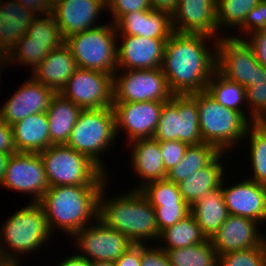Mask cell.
I'll use <instances>...</instances> for the list:
<instances>
[{"label": "cell", "mask_w": 266, "mask_h": 266, "mask_svg": "<svg viewBox=\"0 0 266 266\" xmlns=\"http://www.w3.org/2000/svg\"><path fill=\"white\" fill-rule=\"evenodd\" d=\"M208 40L213 39L202 34L174 31L166 41L161 69L174 95L206 90L217 67V40H213V48L207 46Z\"/></svg>", "instance_id": "1"}, {"label": "cell", "mask_w": 266, "mask_h": 266, "mask_svg": "<svg viewBox=\"0 0 266 266\" xmlns=\"http://www.w3.org/2000/svg\"><path fill=\"white\" fill-rule=\"evenodd\" d=\"M107 184L99 192L97 219L123 234L132 244H146L153 239L158 241L160 233L155 208L143 193L132 189L107 200L104 196Z\"/></svg>", "instance_id": "2"}, {"label": "cell", "mask_w": 266, "mask_h": 266, "mask_svg": "<svg viewBox=\"0 0 266 266\" xmlns=\"http://www.w3.org/2000/svg\"><path fill=\"white\" fill-rule=\"evenodd\" d=\"M104 185H61L49 187L38 202L44 211L48 230L61 229L72 237L97 219L98 196Z\"/></svg>", "instance_id": "3"}, {"label": "cell", "mask_w": 266, "mask_h": 266, "mask_svg": "<svg viewBox=\"0 0 266 266\" xmlns=\"http://www.w3.org/2000/svg\"><path fill=\"white\" fill-rule=\"evenodd\" d=\"M0 227V264L19 265V255L42 248L53 235L49 232L42 206L30 202L14 212ZM4 246V247H3Z\"/></svg>", "instance_id": "4"}, {"label": "cell", "mask_w": 266, "mask_h": 266, "mask_svg": "<svg viewBox=\"0 0 266 266\" xmlns=\"http://www.w3.org/2000/svg\"><path fill=\"white\" fill-rule=\"evenodd\" d=\"M199 112L202 142L214 145L220 152H227L239 141H244L251 124L240 112L214 100L206 91L191 94Z\"/></svg>", "instance_id": "5"}, {"label": "cell", "mask_w": 266, "mask_h": 266, "mask_svg": "<svg viewBox=\"0 0 266 266\" xmlns=\"http://www.w3.org/2000/svg\"><path fill=\"white\" fill-rule=\"evenodd\" d=\"M50 187L104 185L108 180L93 161L67 144H54L39 153Z\"/></svg>", "instance_id": "6"}, {"label": "cell", "mask_w": 266, "mask_h": 266, "mask_svg": "<svg viewBox=\"0 0 266 266\" xmlns=\"http://www.w3.org/2000/svg\"><path fill=\"white\" fill-rule=\"evenodd\" d=\"M116 137L118 134L112 107L86 109L80 112L67 145L87 156L107 174L100 154L113 146Z\"/></svg>", "instance_id": "7"}, {"label": "cell", "mask_w": 266, "mask_h": 266, "mask_svg": "<svg viewBox=\"0 0 266 266\" xmlns=\"http://www.w3.org/2000/svg\"><path fill=\"white\" fill-rule=\"evenodd\" d=\"M115 25L98 27L73 34L66 38L77 66L88 70L111 74L117 69L118 37Z\"/></svg>", "instance_id": "8"}, {"label": "cell", "mask_w": 266, "mask_h": 266, "mask_svg": "<svg viewBox=\"0 0 266 266\" xmlns=\"http://www.w3.org/2000/svg\"><path fill=\"white\" fill-rule=\"evenodd\" d=\"M157 141L179 140L188 145L203 143L197 100L191 95H173L164 102L157 129Z\"/></svg>", "instance_id": "9"}, {"label": "cell", "mask_w": 266, "mask_h": 266, "mask_svg": "<svg viewBox=\"0 0 266 266\" xmlns=\"http://www.w3.org/2000/svg\"><path fill=\"white\" fill-rule=\"evenodd\" d=\"M221 36L216 43V69L226 78L243 85L253 86L255 81L266 80V67L261 65L246 38Z\"/></svg>", "instance_id": "10"}, {"label": "cell", "mask_w": 266, "mask_h": 266, "mask_svg": "<svg viewBox=\"0 0 266 266\" xmlns=\"http://www.w3.org/2000/svg\"><path fill=\"white\" fill-rule=\"evenodd\" d=\"M118 72L113 75V102H166L174 95L161 67Z\"/></svg>", "instance_id": "11"}, {"label": "cell", "mask_w": 266, "mask_h": 266, "mask_svg": "<svg viewBox=\"0 0 266 266\" xmlns=\"http://www.w3.org/2000/svg\"><path fill=\"white\" fill-rule=\"evenodd\" d=\"M60 94L82 110L112 107L113 76L78 67Z\"/></svg>", "instance_id": "12"}, {"label": "cell", "mask_w": 266, "mask_h": 266, "mask_svg": "<svg viewBox=\"0 0 266 266\" xmlns=\"http://www.w3.org/2000/svg\"><path fill=\"white\" fill-rule=\"evenodd\" d=\"M0 186L26 192L33 197L30 202H39L50 187L40 154L17 152L11 155Z\"/></svg>", "instance_id": "13"}, {"label": "cell", "mask_w": 266, "mask_h": 266, "mask_svg": "<svg viewBox=\"0 0 266 266\" xmlns=\"http://www.w3.org/2000/svg\"><path fill=\"white\" fill-rule=\"evenodd\" d=\"M94 222L71 237L77 243V248L82 250L78 254L90 262H115L132 243L120 232L106 227L100 220L96 219Z\"/></svg>", "instance_id": "14"}, {"label": "cell", "mask_w": 266, "mask_h": 266, "mask_svg": "<svg viewBox=\"0 0 266 266\" xmlns=\"http://www.w3.org/2000/svg\"><path fill=\"white\" fill-rule=\"evenodd\" d=\"M163 105L160 101L113 102L116 133L125 130L129 142L153 138Z\"/></svg>", "instance_id": "15"}, {"label": "cell", "mask_w": 266, "mask_h": 266, "mask_svg": "<svg viewBox=\"0 0 266 266\" xmlns=\"http://www.w3.org/2000/svg\"><path fill=\"white\" fill-rule=\"evenodd\" d=\"M55 94L31 76L0 108L1 119L12 126L29 115L46 113Z\"/></svg>", "instance_id": "16"}, {"label": "cell", "mask_w": 266, "mask_h": 266, "mask_svg": "<svg viewBox=\"0 0 266 266\" xmlns=\"http://www.w3.org/2000/svg\"><path fill=\"white\" fill-rule=\"evenodd\" d=\"M122 42L117 45V69L144 70L161 67L165 43L168 39L144 38L142 36L119 35Z\"/></svg>", "instance_id": "17"}, {"label": "cell", "mask_w": 266, "mask_h": 266, "mask_svg": "<svg viewBox=\"0 0 266 266\" xmlns=\"http://www.w3.org/2000/svg\"><path fill=\"white\" fill-rule=\"evenodd\" d=\"M225 179L221 187L229 215L266 222V186L245 178L237 184L224 187Z\"/></svg>", "instance_id": "18"}, {"label": "cell", "mask_w": 266, "mask_h": 266, "mask_svg": "<svg viewBox=\"0 0 266 266\" xmlns=\"http://www.w3.org/2000/svg\"><path fill=\"white\" fill-rule=\"evenodd\" d=\"M216 5L217 0H179L177 11L171 17L173 30L218 40L220 36L217 33L222 31L216 22Z\"/></svg>", "instance_id": "19"}, {"label": "cell", "mask_w": 266, "mask_h": 266, "mask_svg": "<svg viewBox=\"0 0 266 266\" xmlns=\"http://www.w3.org/2000/svg\"><path fill=\"white\" fill-rule=\"evenodd\" d=\"M102 10L106 11V0H62L51 8V14L66 39L102 25L96 23Z\"/></svg>", "instance_id": "20"}, {"label": "cell", "mask_w": 266, "mask_h": 266, "mask_svg": "<svg viewBox=\"0 0 266 266\" xmlns=\"http://www.w3.org/2000/svg\"><path fill=\"white\" fill-rule=\"evenodd\" d=\"M258 222L247 217L229 215L220 229L210 238L217 255L260 247L263 234ZM260 232V233H259Z\"/></svg>", "instance_id": "21"}, {"label": "cell", "mask_w": 266, "mask_h": 266, "mask_svg": "<svg viewBox=\"0 0 266 266\" xmlns=\"http://www.w3.org/2000/svg\"><path fill=\"white\" fill-rule=\"evenodd\" d=\"M0 2V55L7 56L38 16L16 0Z\"/></svg>", "instance_id": "22"}, {"label": "cell", "mask_w": 266, "mask_h": 266, "mask_svg": "<svg viewBox=\"0 0 266 266\" xmlns=\"http://www.w3.org/2000/svg\"><path fill=\"white\" fill-rule=\"evenodd\" d=\"M77 68L70 48L64 44L60 48L49 51L42 62L33 70L31 76L55 93H60Z\"/></svg>", "instance_id": "23"}, {"label": "cell", "mask_w": 266, "mask_h": 266, "mask_svg": "<svg viewBox=\"0 0 266 266\" xmlns=\"http://www.w3.org/2000/svg\"><path fill=\"white\" fill-rule=\"evenodd\" d=\"M132 146L131 168L142 181L133 189H140L144 184L166 179L167 172L163 163L159 141L154 138H140L129 142ZM144 179V180H143Z\"/></svg>", "instance_id": "24"}, {"label": "cell", "mask_w": 266, "mask_h": 266, "mask_svg": "<svg viewBox=\"0 0 266 266\" xmlns=\"http://www.w3.org/2000/svg\"><path fill=\"white\" fill-rule=\"evenodd\" d=\"M225 152H220L207 166L189 175L178 184L183 200L191 207L209 192L221 187L225 167L221 158ZM223 156V157H222Z\"/></svg>", "instance_id": "25"}, {"label": "cell", "mask_w": 266, "mask_h": 266, "mask_svg": "<svg viewBox=\"0 0 266 266\" xmlns=\"http://www.w3.org/2000/svg\"><path fill=\"white\" fill-rule=\"evenodd\" d=\"M12 129L18 152L40 153L53 145L46 113L29 115L13 124Z\"/></svg>", "instance_id": "26"}, {"label": "cell", "mask_w": 266, "mask_h": 266, "mask_svg": "<svg viewBox=\"0 0 266 266\" xmlns=\"http://www.w3.org/2000/svg\"><path fill=\"white\" fill-rule=\"evenodd\" d=\"M81 111V108L60 93L52 97L46 114L50 141L53 145L67 144Z\"/></svg>", "instance_id": "27"}, {"label": "cell", "mask_w": 266, "mask_h": 266, "mask_svg": "<svg viewBox=\"0 0 266 266\" xmlns=\"http://www.w3.org/2000/svg\"><path fill=\"white\" fill-rule=\"evenodd\" d=\"M194 216L202 233L210 239L229 216L228 209L223 200L222 187L209 192L191 206Z\"/></svg>", "instance_id": "28"}, {"label": "cell", "mask_w": 266, "mask_h": 266, "mask_svg": "<svg viewBox=\"0 0 266 266\" xmlns=\"http://www.w3.org/2000/svg\"><path fill=\"white\" fill-rule=\"evenodd\" d=\"M205 91L219 104L240 112L250 123L257 122L254 117H249L242 111L241 105L246 104V88L226 78L217 69L208 81Z\"/></svg>", "instance_id": "29"}, {"label": "cell", "mask_w": 266, "mask_h": 266, "mask_svg": "<svg viewBox=\"0 0 266 266\" xmlns=\"http://www.w3.org/2000/svg\"><path fill=\"white\" fill-rule=\"evenodd\" d=\"M219 153L212 144L189 145L182 160L167 172L166 179L179 184L192 173L207 166Z\"/></svg>", "instance_id": "30"}, {"label": "cell", "mask_w": 266, "mask_h": 266, "mask_svg": "<svg viewBox=\"0 0 266 266\" xmlns=\"http://www.w3.org/2000/svg\"><path fill=\"white\" fill-rule=\"evenodd\" d=\"M159 241L164 251L169 249L186 248L192 244H201L207 240L197 224L194 216L190 213L184 219L178 221L174 226L168 227L160 232Z\"/></svg>", "instance_id": "31"}, {"label": "cell", "mask_w": 266, "mask_h": 266, "mask_svg": "<svg viewBox=\"0 0 266 266\" xmlns=\"http://www.w3.org/2000/svg\"><path fill=\"white\" fill-rule=\"evenodd\" d=\"M166 253L171 266H214L218 263V255L210 239L186 248L169 249Z\"/></svg>", "instance_id": "32"}, {"label": "cell", "mask_w": 266, "mask_h": 266, "mask_svg": "<svg viewBox=\"0 0 266 266\" xmlns=\"http://www.w3.org/2000/svg\"><path fill=\"white\" fill-rule=\"evenodd\" d=\"M249 138L252 176L249 179L266 186V130L257 122L251 123L246 131L245 139Z\"/></svg>", "instance_id": "33"}, {"label": "cell", "mask_w": 266, "mask_h": 266, "mask_svg": "<svg viewBox=\"0 0 266 266\" xmlns=\"http://www.w3.org/2000/svg\"><path fill=\"white\" fill-rule=\"evenodd\" d=\"M51 50L53 49L46 42L32 41L31 36L25 34L6 56V61L7 64L22 63L30 66L33 71Z\"/></svg>", "instance_id": "34"}, {"label": "cell", "mask_w": 266, "mask_h": 266, "mask_svg": "<svg viewBox=\"0 0 266 266\" xmlns=\"http://www.w3.org/2000/svg\"><path fill=\"white\" fill-rule=\"evenodd\" d=\"M261 0H217L216 22L219 29L239 28L247 14Z\"/></svg>", "instance_id": "35"}, {"label": "cell", "mask_w": 266, "mask_h": 266, "mask_svg": "<svg viewBox=\"0 0 266 266\" xmlns=\"http://www.w3.org/2000/svg\"><path fill=\"white\" fill-rule=\"evenodd\" d=\"M26 34L31 36L32 41L46 42L52 49L60 48L66 41L51 13L38 15Z\"/></svg>", "instance_id": "36"}, {"label": "cell", "mask_w": 266, "mask_h": 266, "mask_svg": "<svg viewBox=\"0 0 266 266\" xmlns=\"http://www.w3.org/2000/svg\"><path fill=\"white\" fill-rule=\"evenodd\" d=\"M152 206L163 204H187L180 194L178 184L167 179L155 180L139 189Z\"/></svg>", "instance_id": "37"}, {"label": "cell", "mask_w": 266, "mask_h": 266, "mask_svg": "<svg viewBox=\"0 0 266 266\" xmlns=\"http://www.w3.org/2000/svg\"><path fill=\"white\" fill-rule=\"evenodd\" d=\"M220 266H266L263 244L260 247L242 249L218 256Z\"/></svg>", "instance_id": "38"}, {"label": "cell", "mask_w": 266, "mask_h": 266, "mask_svg": "<svg viewBox=\"0 0 266 266\" xmlns=\"http://www.w3.org/2000/svg\"><path fill=\"white\" fill-rule=\"evenodd\" d=\"M174 32L172 18L164 12L146 9L143 37L153 39H169Z\"/></svg>", "instance_id": "39"}, {"label": "cell", "mask_w": 266, "mask_h": 266, "mask_svg": "<svg viewBox=\"0 0 266 266\" xmlns=\"http://www.w3.org/2000/svg\"><path fill=\"white\" fill-rule=\"evenodd\" d=\"M153 207L156 212L159 233L168 227L174 226L191 213V207L188 204H163V206Z\"/></svg>", "instance_id": "40"}, {"label": "cell", "mask_w": 266, "mask_h": 266, "mask_svg": "<svg viewBox=\"0 0 266 266\" xmlns=\"http://www.w3.org/2000/svg\"><path fill=\"white\" fill-rule=\"evenodd\" d=\"M246 106L250 110L249 116L257 121L266 113V80L255 81L253 86L246 87Z\"/></svg>", "instance_id": "41"}, {"label": "cell", "mask_w": 266, "mask_h": 266, "mask_svg": "<svg viewBox=\"0 0 266 266\" xmlns=\"http://www.w3.org/2000/svg\"><path fill=\"white\" fill-rule=\"evenodd\" d=\"M144 19H146V10H139L124 14L114 24L117 31V35H131L143 37Z\"/></svg>", "instance_id": "42"}, {"label": "cell", "mask_w": 266, "mask_h": 266, "mask_svg": "<svg viewBox=\"0 0 266 266\" xmlns=\"http://www.w3.org/2000/svg\"><path fill=\"white\" fill-rule=\"evenodd\" d=\"M106 8L112 16L115 24L124 14L151 9L150 0H106Z\"/></svg>", "instance_id": "43"}, {"label": "cell", "mask_w": 266, "mask_h": 266, "mask_svg": "<svg viewBox=\"0 0 266 266\" xmlns=\"http://www.w3.org/2000/svg\"><path fill=\"white\" fill-rule=\"evenodd\" d=\"M165 171L168 172L180 162L189 145L179 140L159 141Z\"/></svg>", "instance_id": "44"}, {"label": "cell", "mask_w": 266, "mask_h": 266, "mask_svg": "<svg viewBox=\"0 0 266 266\" xmlns=\"http://www.w3.org/2000/svg\"><path fill=\"white\" fill-rule=\"evenodd\" d=\"M266 29V1L261 0L246 16L243 24L237 29L245 36Z\"/></svg>", "instance_id": "45"}, {"label": "cell", "mask_w": 266, "mask_h": 266, "mask_svg": "<svg viewBox=\"0 0 266 266\" xmlns=\"http://www.w3.org/2000/svg\"><path fill=\"white\" fill-rule=\"evenodd\" d=\"M141 244V264L140 266H171L168 255L157 244V248Z\"/></svg>", "instance_id": "46"}, {"label": "cell", "mask_w": 266, "mask_h": 266, "mask_svg": "<svg viewBox=\"0 0 266 266\" xmlns=\"http://www.w3.org/2000/svg\"><path fill=\"white\" fill-rule=\"evenodd\" d=\"M247 37V42L251 45L257 61L266 67V29L259 30Z\"/></svg>", "instance_id": "47"}, {"label": "cell", "mask_w": 266, "mask_h": 266, "mask_svg": "<svg viewBox=\"0 0 266 266\" xmlns=\"http://www.w3.org/2000/svg\"><path fill=\"white\" fill-rule=\"evenodd\" d=\"M0 152L9 155L18 152L14 143L12 126L2 119L0 120Z\"/></svg>", "instance_id": "48"}, {"label": "cell", "mask_w": 266, "mask_h": 266, "mask_svg": "<svg viewBox=\"0 0 266 266\" xmlns=\"http://www.w3.org/2000/svg\"><path fill=\"white\" fill-rule=\"evenodd\" d=\"M141 244H132L116 261V266H140Z\"/></svg>", "instance_id": "49"}, {"label": "cell", "mask_w": 266, "mask_h": 266, "mask_svg": "<svg viewBox=\"0 0 266 266\" xmlns=\"http://www.w3.org/2000/svg\"><path fill=\"white\" fill-rule=\"evenodd\" d=\"M19 4L32 10L37 15L51 13V8L47 0H16Z\"/></svg>", "instance_id": "50"}, {"label": "cell", "mask_w": 266, "mask_h": 266, "mask_svg": "<svg viewBox=\"0 0 266 266\" xmlns=\"http://www.w3.org/2000/svg\"><path fill=\"white\" fill-rule=\"evenodd\" d=\"M151 9L167 13L171 17L177 11L179 0H150Z\"/></svg>", "instance_id": "51"}, {"label": "cell", "mask_w": 266, "mask_h": 266, "mask_svg": "<svg viewBox=\"0 0 266 266\" xmlns=\"http://www.w3.org/2000/svg\"><path fill=\"white\" fill-rule=\"evenodd\" d=\"M57 266H91V262L79 254L74 253L72 256L70 255L65 260L60 261Z\"/></svg>", "instance_id": "52"}, {"label": "cell", "mask_w": 266, "mask_h": 266, "mask_svg": "<svg viewBox=\"0 0 266 266\" xmlns=\"http://www.w3.org/2000/svg\"><path fill=\"white\" fill-rule=\"evenodd\" d=\"M11 155L0 152V185L6 172V167Z\"/></svg>", "instance_id": "53"}, {"label": "cell", "mask_w": 266, "mask_h": 266, "mask_svg": "<svg viewBox=\"0 0 266 266\" xmlns=\"http://www.w3.org/2000/svg\"><path fill=\"white\" fill-rule=\"evenodd\" d=\"M91 266H116V265H115V262L96 261V262H91Z\"/></svg>", "instance_id": "54"}, {"label": "cell", "mask_w": 266, "mask_h": 266, "mask_svg": "<svg viewBox=\"0 0 266 266\" xmlns=\"http://www.w3.org/2000/svg\"><path fill=\"white\" fill-rule=\"evenodd\" d=\"M266 130V113L257 121Z\"/></svg>", "instance_id": "55"}, {"label": "cell", "mask_w": 266, "mask_h": 266, "mask_svg": "<svg viewBox=\"0 0 266 266\" xmlns=\"http://www.w3.org/2000/svg\"><path fill=\"white\" fill-rule=\"evenodd\" d=\"M4 66H6L5 68H7V66H8L7 61H6V57L0 55V67L2 68ZM0 72H1V70H0Z\"/></svg>", "instance_id": "56"}, {"label": "cell", "mask_w": 266, "mask_h": 266, "mask_svg": "<svg viewBox=\"0 0 266 266\" xmlns=\"http://www.w3.org/2000/svg\"><path fill=\"white\" fill-rule=\"evenodd\" d=\"M49 3L50 8L55 6L57 3L61 2L62 0H47Z\"/></svg>", "instance_id": "57"}, {"label": "cell", "mask_w": 266, "mask_h": 266, "mask_svg": "<svg viewBox=\"0 0 266 266\" xmlns=\"http://www.w3.org/2000/svg\"><path fill=\"white\" fill-rule=\"evenodd\" d=\"M262 235H263L262 244L264 246L265 254H266V235L264 233Z\"/></svg>", "instance_id": "58"}, {"label": "cell", "mask_w": 266, "mask_h": 266, "mask_svg": "<svg viewBox=\"0 0 266 266\" xmlns=\"http://www.w3.org/2000/svg\"><path fill=\"white\" fill-rule=\"evenodd\" d=\"M0 266H22V265H20V264L19 265H1L0 264Z\"/></svg>", "instance_id": "59"}]
</instances>
